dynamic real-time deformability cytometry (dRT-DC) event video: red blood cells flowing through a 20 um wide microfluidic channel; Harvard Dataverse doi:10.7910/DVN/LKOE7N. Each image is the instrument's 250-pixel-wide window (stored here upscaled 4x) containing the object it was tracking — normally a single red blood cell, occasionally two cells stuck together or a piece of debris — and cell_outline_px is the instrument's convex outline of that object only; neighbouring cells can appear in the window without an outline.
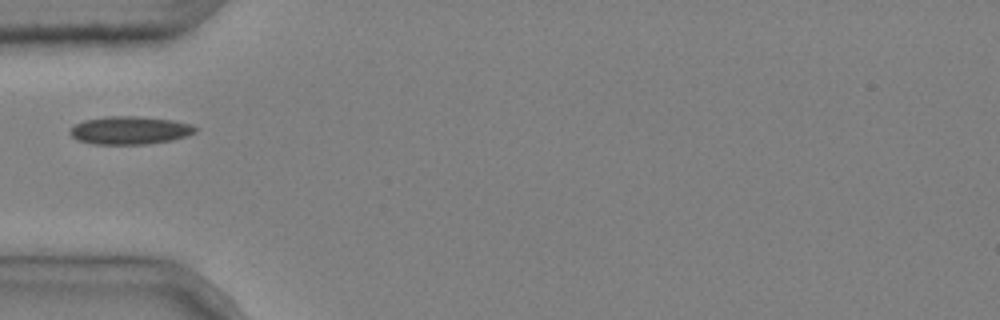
{"species": "common noctule bat (a hibernating species)", "species_latin": "Nyctalus noctula", "temperature_condition": "cold", "stored_images_in_passage": 6, "camera_frame_rate_fps": 3000, "um_per_image_px": 0.085, "animal": {"sex": "male", "body_mass_g": 20.4}, "frame": {"image": 1, "passage_image": 3, "time_ms": 0.667, "image_size_px": [1000, 320], "cell_outline_px": [[196, 132], [172, 140], [148, 144], [92, 144], [76, 140], [68, 132], [76, 124], [84, 120], [104, 116], [136, 116], [172, 120], [192, 124], [196, 128]], "centroid_in_image_um": [11.01, 11.08], "position_along_channel_um": 74.0, "area_um2": 20.46}}